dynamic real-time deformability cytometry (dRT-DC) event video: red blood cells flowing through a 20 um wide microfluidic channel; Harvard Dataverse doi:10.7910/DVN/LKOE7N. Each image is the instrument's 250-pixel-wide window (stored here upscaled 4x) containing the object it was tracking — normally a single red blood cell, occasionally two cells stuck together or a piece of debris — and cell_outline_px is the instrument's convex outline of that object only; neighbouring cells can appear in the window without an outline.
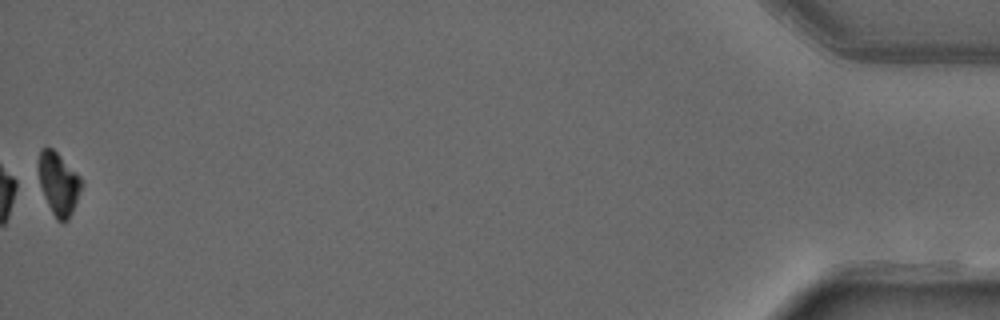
{"species": "common noctule bat (a hibernating species)", "species_latin": "Nyctalus noctula", "temperature_condition": "warm", "stored_images_in_passage": 49, "camera_frame_rate_fps": 3000, "um_per_image_px": 0.085, "animal": {"sex": "male", "forearm_length_mm": 52.5}, "frame": {"image": 1, "passage_image": 49, "time_ms": 16.0, "image_size_px": [1000, 320], "cell_outline_px": [[84, 184], [72, 212], [68, 220], [64, 224], [56, 220], [44, 196], [40, 184], [40, 148], [52, 148], [80, 176]], "centroid_in_image_um": [5.02, 15.67], "position_along_channel_um": 430.2, "area_um2": 15.37}}